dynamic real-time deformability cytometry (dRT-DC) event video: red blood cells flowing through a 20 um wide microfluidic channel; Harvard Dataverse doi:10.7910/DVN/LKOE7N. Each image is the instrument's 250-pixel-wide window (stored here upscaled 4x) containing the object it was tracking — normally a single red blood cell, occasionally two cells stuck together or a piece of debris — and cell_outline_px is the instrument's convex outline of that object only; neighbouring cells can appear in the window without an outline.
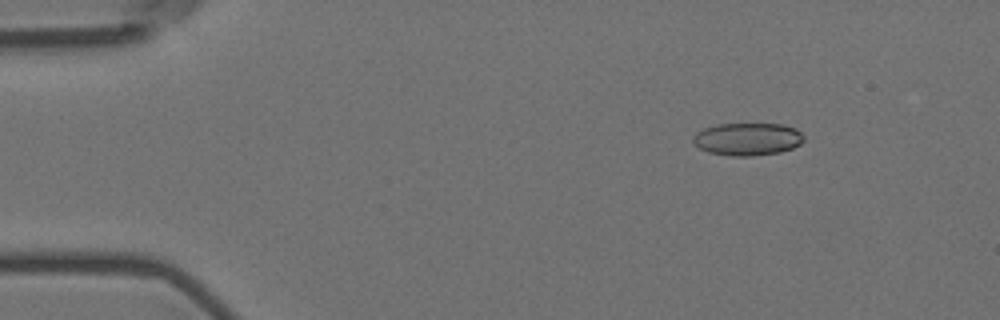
{"species": "Egyptian fruit bat (a non-hibernating species)", "species_latin": "Rousettus aegyptiacus", "temperature_condition": "room temperature", "stored_images_in_passage": 57, "camera_frame_rate_fps": 3000, "um_per_image_px": 0.085, "animal": {"sex": "female"}, "frame": {"image": 1, "passage_image": 8, "time_ms": 2.333, "image_size_px": [1000, 320], "cell_outline_px": [[804, 140], [800, 144], [792, 148], [780, 152], [752, 156], [732, 156], [708, 152], [700, 148], [692, 140], [696, 132], [704, 128], [716, 124], [784, 124], [796, 128], [804, 136]], "centroid_in_image_um": [63.56, 11.82], "position_along_channel_um": 21.4, "area_um2": 21.1}}
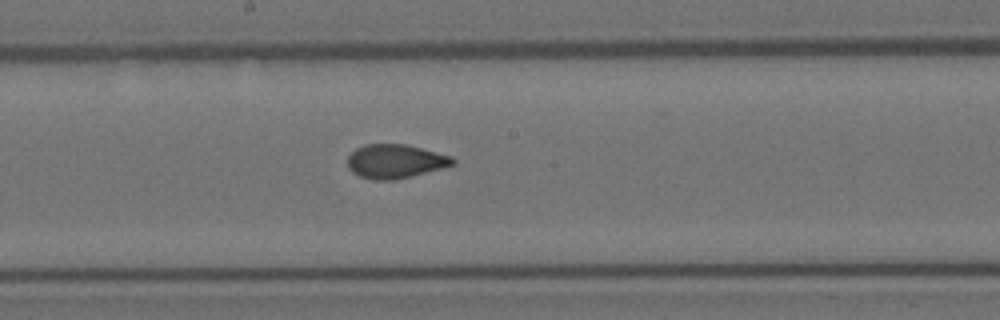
{"frame": {"image": 2, "passage_image": 31, "time_ms": 10.0, "image_size_px": [1000, 320], "cell_outline_px": [[456, 164], [396, 180], [372, 180], [360, 176], [352, 172], [348, 168], [348, 156], [356, 148], [364, 144], [404, 144], [452, 156], [456, 160]], "centroid_in_image_um": [33.58, 13.71], "position_along_channel_um": 214.6, "area_um2": 20.75}}
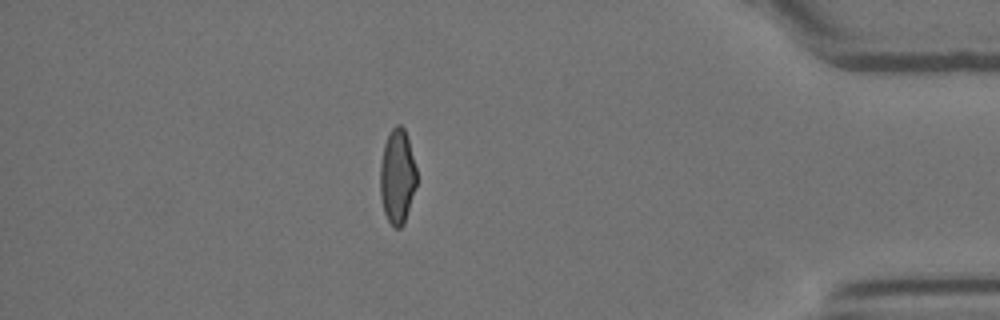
{"frame": {"image": 3, "passage_image": 50, "time_ms": 16.333, "image_size_px": [1000, 320], "cell_outline_px": [[416, 184], [404, 224], [400, 228], [392, 228], [384, 212], [380, 196], [380, 164], [384, 144], [392, 128], [396, 124], [400, 124], [404, 128], [408, 140], [416, 168]], "centroid_in_image_um": [33.75, 15.02], "position_along_channel_um": 401.4, "area_um2": 20.06}, "authors_computed_cell_mechanics": {"area_um2": 20.9236, "velocity_mm_per_s": 3.59, "shape_relaxation_time_tau1_ms": null, "shape_relaxation_time_tau2_ms": 1.4297, "deformation_change_tau1": null, "deformation_change_tau2": 0.0567}}